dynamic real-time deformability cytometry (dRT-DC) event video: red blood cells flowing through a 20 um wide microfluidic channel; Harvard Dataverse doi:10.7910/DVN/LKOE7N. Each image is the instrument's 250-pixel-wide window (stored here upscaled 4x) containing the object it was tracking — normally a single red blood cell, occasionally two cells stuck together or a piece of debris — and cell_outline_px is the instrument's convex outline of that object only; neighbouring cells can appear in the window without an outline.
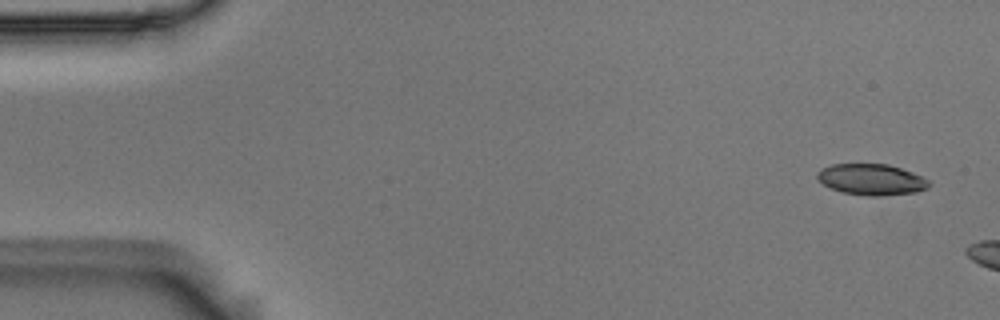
{"species": "Egyptian fruit bat (a non-hibernating species)", "species_latin": "Rousettus aegyptiacus", "temperature_condition": "room temperature", "stored_images_in_passage": 3, "camera_frame_rate_fps": 3000, "um_per_image_px": 0.085, "animal": {"sex": "male"}, "frame": {"image": 1, "passage_image": 1, "time_ms": 0.0, "image_size_px": [1000, 320], "cell_outline_px": [[932, 184], [928, 188], [916, 192], [880, 196], [868, 196], [844, 192], [832, 188], [824, 184], [816, 176], [816, 172], [820, 168], [832, 164], [888, 164], [924, 176]], "centroid_in_image_um": [74.1, 15.25], "position_along_channel_um": 10.9, "area_um2": 20.29}}